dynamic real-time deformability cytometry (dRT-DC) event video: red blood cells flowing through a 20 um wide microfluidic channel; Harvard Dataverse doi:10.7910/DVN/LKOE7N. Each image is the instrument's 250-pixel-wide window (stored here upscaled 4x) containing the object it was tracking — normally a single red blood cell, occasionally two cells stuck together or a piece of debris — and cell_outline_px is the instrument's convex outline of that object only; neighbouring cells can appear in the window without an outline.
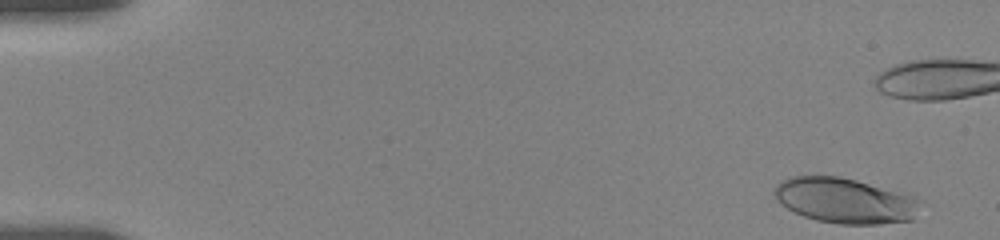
{"species": "human", "species_latin": "Homo sapiens", "temperature_condition": "room temperature", "stored_images_in_passage": 37, "camera_frame_rate_fps": 3000, "um_per_image_px": 0.085, "donor": {"sex": "female"}, "frame": {"image": 1, "passage_image": 2, "time_ms": 0.333, "image_size_px": [1000, 240], "cell_outline_px": [[924, 200], [912, 220], [880, 224], [840, 224], [816, 220], [804, 216], [780, 204], [776, 200], [776, 184], [780, 180], [788, 176], [840, 176], [856, 180], [916, 196]], "centroid_in_image_um": [71.86, 17.04], "position_along_channel_um": 13.1, "area_um2": 38.73}}
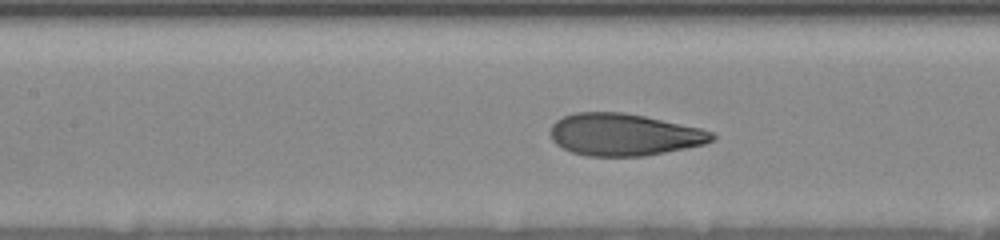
{"frame": {"image": 2, "passage_image": 19, "time_ms": 8.0, "image_size_px": [1000, 240], "cell_outline_px": [[716, 140], [704, 144], [644, 156], [588, 156], [572, 152], [556, 144], [552, 140], [548, 132], [552, 124], [556, 120], [564, 116], [576, 112], [624, 112], [644, 116], [700, 128], [712, 132], [716, 136]], "centroid_in_image_um": [53.01, 11.44], "position_along_channel_um": 154.4, "area_um2": 39.65}}
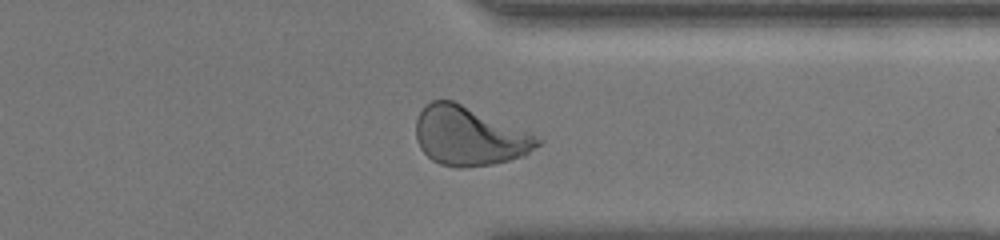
{"frame": {"image": 3, "passage_image": 36, "time_ms": 14.0, "image_size_px": [1000, 240], "cell_outline_px": [[544, 140], [540, 144], [524, 156], [492, 164], [464, 168], [456, 168], [440, 164], [432, 160], [420, 148], [416, 140], [416, 120], [420, 112], [432, 100], [452, 100]], "centroid_in_image_um": [39.83, 11.6], "position_along_channel_um": 371.6, "area_um2": 41.04}}